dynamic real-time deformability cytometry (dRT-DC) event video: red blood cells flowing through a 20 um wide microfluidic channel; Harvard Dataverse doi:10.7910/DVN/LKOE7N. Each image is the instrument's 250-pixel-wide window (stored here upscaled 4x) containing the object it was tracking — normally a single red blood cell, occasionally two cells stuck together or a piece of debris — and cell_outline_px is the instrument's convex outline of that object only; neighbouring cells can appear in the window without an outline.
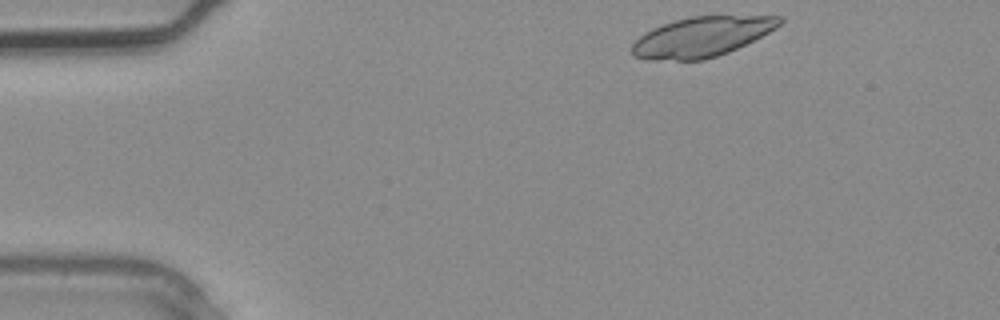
{"species": "common noctule bat (a hibernating species)", "species_latin": "Nyctalus noctula", "temperature_condition": "warm", "stored_images_in_passage": 2, "camera_frame_rate_fps": 3000, "um_per_image_px": 0.085, "animal": {"sex": "male", "body_mass_g": 20.4}, "frame": {"image": 1, "passage_image": 1, "time_ms": 0.0, "image_size_px": [1000, 320], "cell_outline_px": [[784, 20], [776, 28], [728, 52], [704, 60], [644, 60], [632, 56], [632, 44], [644, 32], [652, 28], [676, 20], [692, 16], [784, 16]], "centroid_in_image_um": [59.6, 3.13], "position_along_channel_um": 25.4, "area_um2": 34.1}}